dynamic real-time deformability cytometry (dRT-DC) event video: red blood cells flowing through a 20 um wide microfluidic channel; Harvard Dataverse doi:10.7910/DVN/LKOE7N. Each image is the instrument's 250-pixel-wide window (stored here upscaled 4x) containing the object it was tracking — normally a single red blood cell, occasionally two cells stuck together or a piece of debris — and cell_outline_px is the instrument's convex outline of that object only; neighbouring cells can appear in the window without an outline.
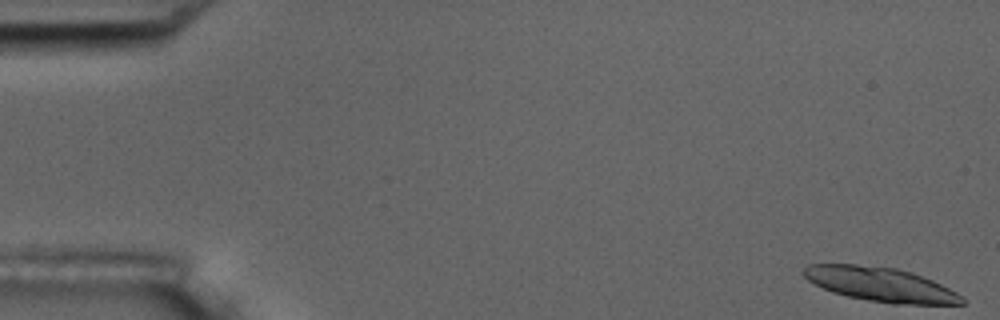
{"species": "common noctule bat (a hibernating species)", "species_latin": "Nyctalus noctula", "temperature_condition": "room temperature", "stored_images_in_passage": 6, "camera_frame_rate_fps": 3000, "um_per_image_px": 0.085, "animal": {"sex": "male", "body_mass_g": 17.5, "forearm_length_mm": 52.3}, "frame": {"image": 1, "passage_image": 1, "time_ms": 0.0, "image_size_px": [1000, 320], "cell_outline_px": [[968, 300], [964, 304], [892, 304], [868, 300], [848, 296], [832, 292], [808, 280], [804, 276], [804, 268], [808, 264], [856, 264], [896, 268], [932, 280], [964, 296]], "centroid_in_image_um": [74.88, 24.18], "position_along_channel_um": 10.1, "area_um2": 31.33}}
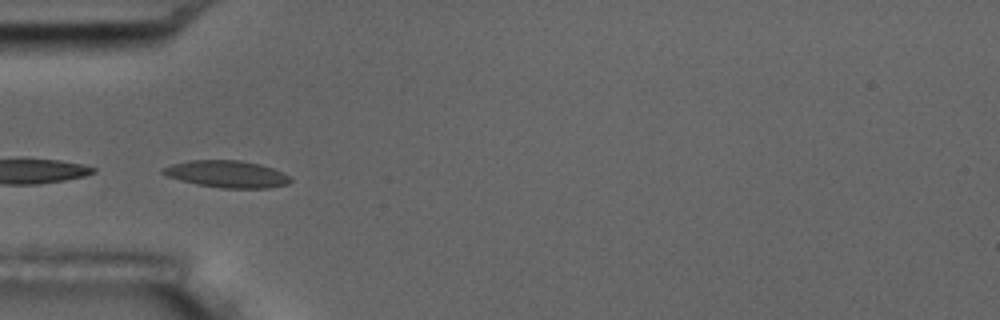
{"frame": {"image": 2, "passage_image": 6, "time_ms": 5.667, "image_size_px": [1000, 320], "cell_outline_px": [[292, 180], [288, 184], [268, 188], [220, 188], [196, 184], [180, 180], [168, 176], [160, 172], [160, 168], [172, 164], [188, 160], [240, 160], [260, 164], [272, 168], [288, 176]], "centroid_in_image_um": [19.24, 14.79], "position_along_channel_um": 65.8, "area_um2": 20.06}}